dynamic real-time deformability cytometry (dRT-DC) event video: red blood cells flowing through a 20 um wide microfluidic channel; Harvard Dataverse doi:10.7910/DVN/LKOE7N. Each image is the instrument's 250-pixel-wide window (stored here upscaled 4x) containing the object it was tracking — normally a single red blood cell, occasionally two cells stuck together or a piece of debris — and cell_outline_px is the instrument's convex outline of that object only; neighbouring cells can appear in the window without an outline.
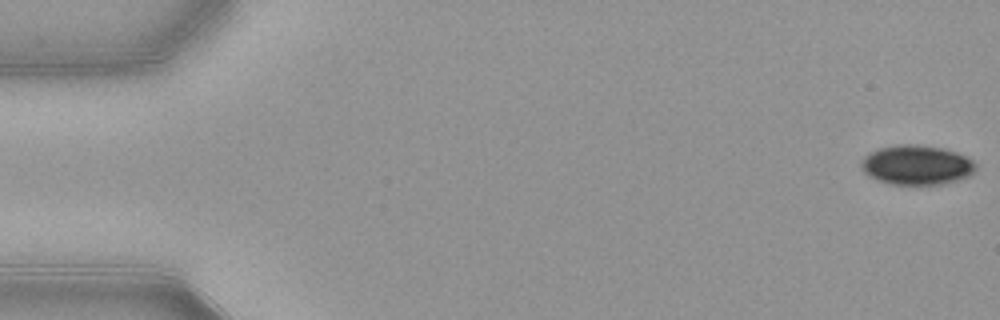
{"species": "common noctule bat (a hibernating species)", "species_latin": "Nyctalus noctula", "temperature_condition": "warm", "stored_images_in_passage": 10, "camera_frame_rate_fps": 3000, "um_per_image_px": 0.085, "animal": {"sex": "female", "body_mass_g": 21.9}, "frame": {"image": 1, "passage_image": 1, "time_ms": 0.0, "image_size_px": [1000, 320], "cell_outline_px": [[976, 168], [968, 176], [960, 180], [944, 184], [916, 188], [892, 184], [876, 180], [868, 176], [864, 172], [860, 164], [864, 156], [868, 152], [880, 148], [896, 144], [916, 144], [944, 148], [956, 152], [972, 160], [976, 164]], "centroid_in_image_um": [77.9, 14.07], "position_along_channel_um": 7.1, "area_um2": 27.34}}